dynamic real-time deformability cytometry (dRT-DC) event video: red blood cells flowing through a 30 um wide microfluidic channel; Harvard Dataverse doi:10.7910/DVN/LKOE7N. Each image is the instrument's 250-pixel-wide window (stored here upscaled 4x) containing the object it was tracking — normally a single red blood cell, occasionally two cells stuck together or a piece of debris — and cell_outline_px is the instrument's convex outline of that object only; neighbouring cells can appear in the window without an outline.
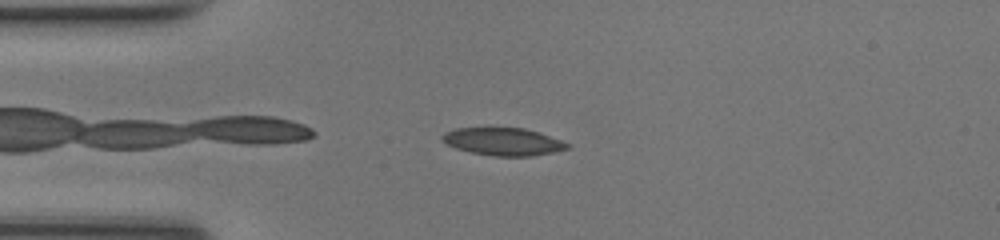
{"species": "common noctule bat (a hibernating species)", "species_latin": "Nyctalus noctula", "temperature_condition": "room temperature", "stored_images_in_passage": 39, "camera_frame_rate_fps": 3000, "um_per_image_px": 0.085, "animal": {"sex": "female", "body_mass_g": 17.0, "forearm_length_mm": 48.0}, "frame": {"image": 1, "passage_image": 3, "time_ms": 0.667, "image_size_px": [1000, 240], "cell_outline_px": [[572, 144], [568, 148], [556, 152], [532, 156], [496, 156], [472, 152], [456, 148], [440, 140], [440, 136], [444, 132], [456, 128], [524, 128]], "centroid_in_image_um": [42.76, 12.04], "position_along_channel_um": 42.2, "area_um2": 20.0}}
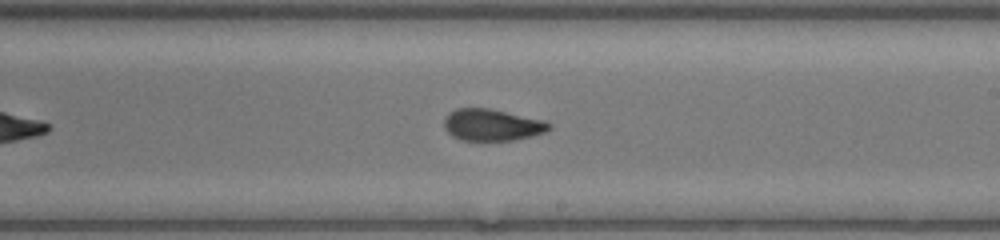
{"frame": {"image": 2, "passage_image": 19, "time_ms": 6.0, "image_size_px": [1000, 240], "cell_outline_px": [[552, 128], [544, 132], [512, 140], [460, 140], [452, 136], [444, 128], [444, 120], [448, 112], [456, 108], [488, 108], [544, 120], [552, 124]], "centroid_in_image_um": [41.79, 10.61], "position_along_channel_um": 247.2, "area_um2": 19.31}}
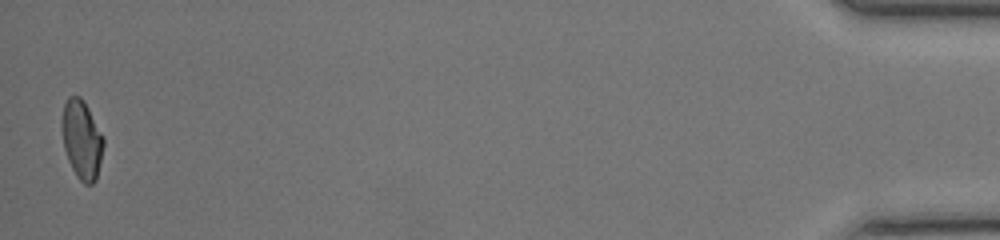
{"frame": {"image": 3, "passage_image": 39, "time_ms": 12.667, "image_size_px": [1000, 240], "cell_outline_px": [[104, 144], [96, 180], [92, 184], [84, 184], [76, 176], [68, 160], [64, 148], [60, 120], [64, 104], [68, 96], [80, 96], [84, 100], [104, 136]], "centroid_in_image_um": [6.94, 11.84], "position_along_channel_um": 428.3, "area_um2": 19.36}, "authors_computed_cell_mechanics": {"area_um2": 19.5364, "velocity_mm_per_s": 4.2425, "shape_relaxation_time_tau1_ms": null, "shape_relaxation_time_tau2_ms": 1.213, "deformation_change_tau1": null, "deformation_change_tau2": 0.0696}}